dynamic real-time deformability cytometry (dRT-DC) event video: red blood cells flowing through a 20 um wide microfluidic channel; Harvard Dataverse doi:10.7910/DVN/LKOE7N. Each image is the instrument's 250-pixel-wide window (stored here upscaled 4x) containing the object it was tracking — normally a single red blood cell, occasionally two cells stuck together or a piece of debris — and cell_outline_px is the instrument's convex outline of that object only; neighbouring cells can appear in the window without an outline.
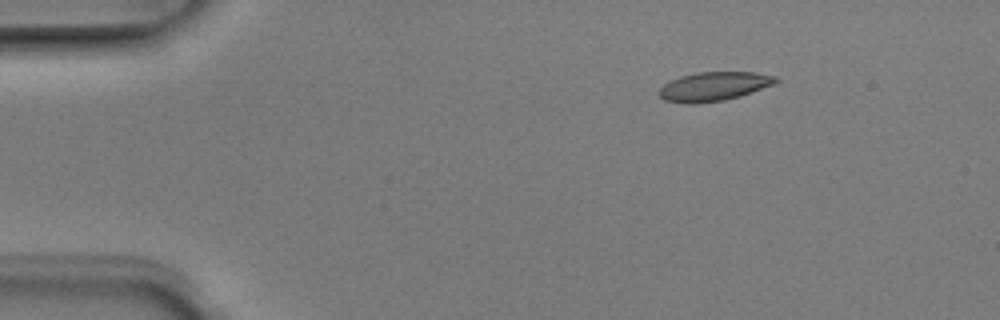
{"species": "Egyptian fruit bat (a non-hibernating species)", "species_latin": "Rousettus aegyptiacus", "temperature_condition": "room temperature", "stored_images_in_passage": 2, "camera_frame_rate_fps": 3000, "um_per_image_px": 0.085, "animal": {"sex": "male"}, "frame": {"image": 1, "passage_image": 1, "time_ms": 0.0, "image_size_px": [1000, 320], "cell_outline_px": [[780, 80], [776, 84], [740, 96], [724, 100], [696, 104], [684, 104], [664, 100], [656, 92], [664, 84], [680, 76], [696, 72], [756, 72], [776, 76]], "centroid_in_image_um": [60.68, 7.35], "position_along_channel_um": 24.3, "area_um2": 20.0}}